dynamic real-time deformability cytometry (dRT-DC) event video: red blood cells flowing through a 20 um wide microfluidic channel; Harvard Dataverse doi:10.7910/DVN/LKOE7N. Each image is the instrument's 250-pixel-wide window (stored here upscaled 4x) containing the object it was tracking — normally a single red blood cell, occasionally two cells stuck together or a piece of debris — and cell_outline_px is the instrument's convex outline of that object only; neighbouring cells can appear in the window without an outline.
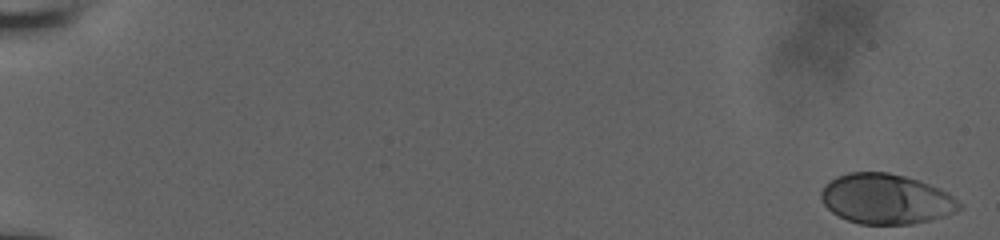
{"species": "human", "species_latin": "Homo sapiens", "temperature_condition": "room temperature", "stored_images_in_passage": 57, "camera_frame_rate_fps": 3000, "um_per_image_px": 0.085, "donor": {"sex": "male"}, "frame": {"image": 1, "passage_image": 1, "time_ms": 0.0, "image_size_px": [1000, 240], "cell_outline_px": [[960, 208], [944, 216], [912, 224], [860, 224], [848, 220], [832, 212], [820, 200], [820, 192], [824, 184], [836, 176], [848, 172], [888, 172], [904, 176], [940, 188], [948, 192], [960, 204]], "centroid_in_image_um": [75.26, 16.9], "position_along_channel_um": 9.7, "area_um2": 40.17}}
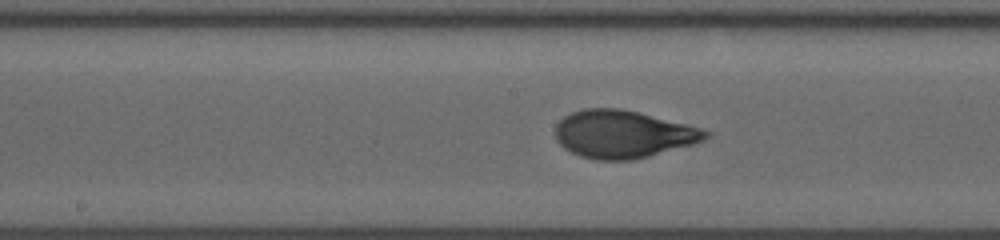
{"frame": {"image": 2, "passage_image": 32, "time_ms": 10.333, "image_size_px": [1000, 240], "cell_outline_px": [[708, 136], [704, 140], [692, 144], [648, 156], [632, 160], [596, 160], [580, 156], [564, 148], [556, 140], [556, 124], [564, 116], [572, 112], [584, 108], [620, 108], [700, 128], [708, 132]], "centroid_in_image_um": [52.89, 11.41], "position_along_channel_um": 195.3, "area_um2": 41.15}}
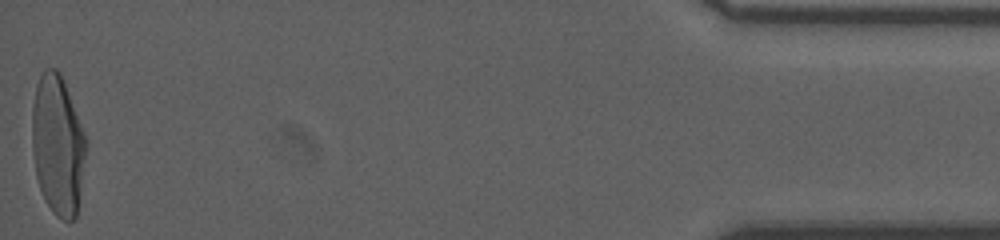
{"frame": {"image": 3, "passage_image": 57, "time_ms": 18.667, "image_size_px": [1000, 240], "cell_outline_px": [[88, 148], [76, 216], [72, 220], [64, 220], [56, 216], [52, 212], [44, 200], [36, 176], [32, 148], [32, 108], [36, 84], [44, 68], [56, 68], [60, 72], [88, 140]], "centroid_in_image_um": [4.92, 12.33], "position_along_channel_um": 430.3, "area_um2": 44.51}, "authors_computed_cell_mechanics": {"area_um2": 40.6912, "velocity_mm_per_s": 3.8248, "shape_relaxation_time_tau1_ms": 6.1466, "shape_relaxation_time_tau2_ms": null, "deformation_change_tau1": 0.2401, "deformation_change_tau2": null}}